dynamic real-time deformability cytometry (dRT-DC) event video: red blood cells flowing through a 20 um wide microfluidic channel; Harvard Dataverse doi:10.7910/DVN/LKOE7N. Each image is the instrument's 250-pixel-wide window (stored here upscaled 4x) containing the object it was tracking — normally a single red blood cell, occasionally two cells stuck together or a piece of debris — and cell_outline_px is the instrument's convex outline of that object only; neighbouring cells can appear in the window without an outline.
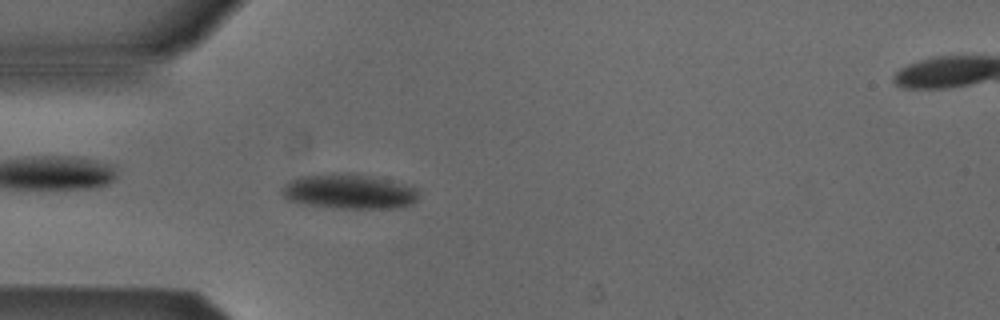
{"species": "Egyptian fruit bat (a non-hibernating species)", "species_latin": "Rousettus aegyptiacus", "temperature_condition": "cold", "stored_images_in_passage": 51, "camera_frame_rate_fps": 3000, "um_per_image_px": 0.085, "animal": {"sex": "male"}, "frame": {"image": 1, "passage_image": 13, "time_ms": 4.0, "image_size_px": [1000, 320], "cell_outline_px": [[416, 200], [412, 204], [400, 208], [332, 208], [304, 204], [288, 200], [280, 192], [280, 188], [288, 180], [296, 176], [332, 172], [344, 172], [368, 176], [404, 184], [416, 188]], "centroid_in_image_um": [29.56, 16.27], "position_along_channel_um": 55.4, "area_um2": 28.03}}
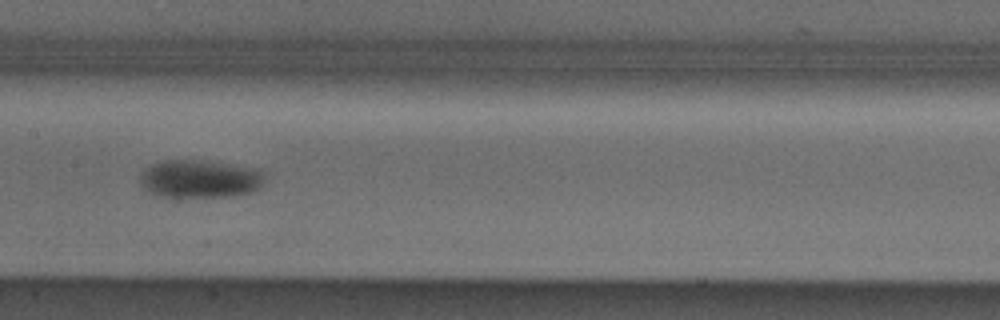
{"frame": {"image": 2, "passage_image": 24, "time_ms": 7.667, "image_size_px": [1000, 320], "cell_outline_px": [[264, 176], [260, 188], [248, 192], [232, 196], [176, 204], [156, 196], [144, 188], [140, 184], [140, 172], [144, 168], [152, 164], [164, 160], [200, 160], [228, 164], [252, 168], [264, 172]], "centroid_in_image_um": [16.86, 15.32], "position_along_channel_um": 190.5, "area_um2": 29.54}}
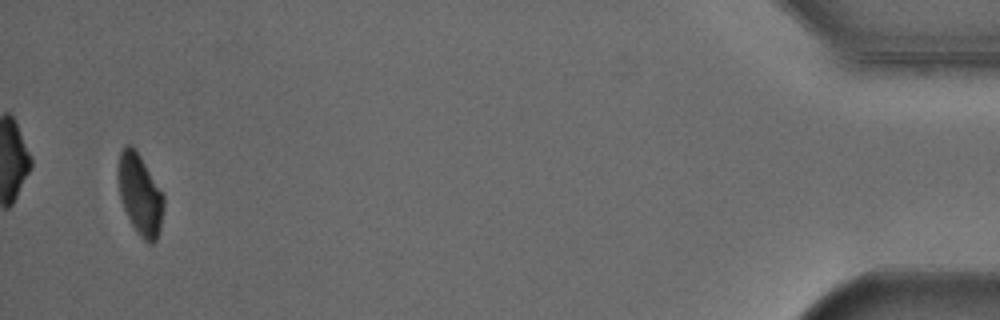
{"frame": {"image": 3, "passage_image": 49, "time_ms": 16.0, "image_size_px": [1000, 320], "cell_outline_px": [[164, 204], [160, 228], [156, 240], [152, 244], [148, 244], [136, 232], [124, 208], [120, 196], [116, 172], [120, 152], [128, 144], [136, 148], [164, 196]], "centroid_in_image_um": [11.88, 16.52], "position_along_channel_um": 423.3, "area_um2": 21.44}, "authors_computed_cell_mechanics": {"area_um2": 24.4494, "velocity_mm_per_s": 3.8454, "shape_relaxation_time_tau1_ms": 2.9053, "shape_relaxation_time_tau2_ms": null, "deformation_change_tau1": 0.0926, "deformation_change_tau2": null}}